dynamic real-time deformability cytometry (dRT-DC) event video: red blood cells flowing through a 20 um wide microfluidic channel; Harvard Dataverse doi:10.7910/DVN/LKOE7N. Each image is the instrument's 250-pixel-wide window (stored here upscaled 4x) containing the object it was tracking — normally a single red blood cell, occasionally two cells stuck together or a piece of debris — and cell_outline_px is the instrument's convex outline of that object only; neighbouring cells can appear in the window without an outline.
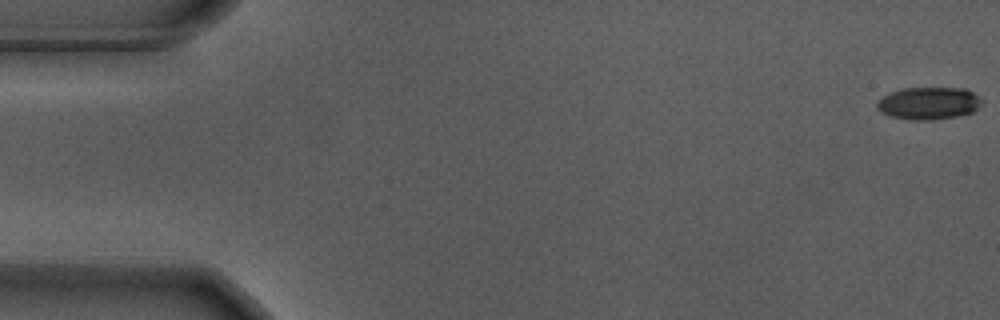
{"species": "Egyptian fruit bat (a non-hibernating species)", "species_latin": "Rousettus aegyptiacus", "temperature_condition": "warm", "stored_images_in_passage": 18, "camera_frame_rate_fps": 3000, "um_per_image_px": 0.085, "animal": {"sex": "male"}, "frame": {"image": 1, "passage_image": 1, "time_ms": 0.0, "image_size_px": [1000, 320], "cell_outline_px": [[980, 104], [972, 112], [960, 116], [932, 120], [912, 120], [888, 116], [880, 112], [876, 108], [876, 100], [892, 92], [904, 88], [964, 88], [972, 92], [980, 100]], "centroid_in_image_um": [78.87, 8.79], "position_along_channel_um": 6.1, "area_um2": 19.77}}
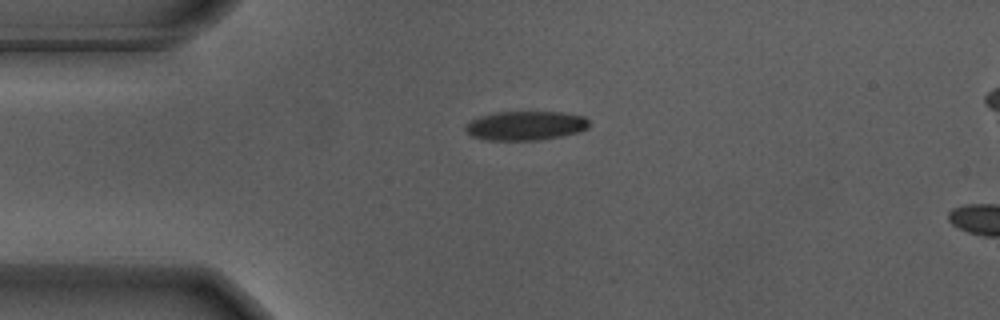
{"frame": {"image": 2, "passage_image": 14, "time_ms": 4.333, "image_size_px": [1000, 320], "cell_outline_px": [[588, 128], [580, 132], [560, 136], [536, 140], [484, 140], [472, 136], [464, 128], [464, 124], [480, 116], [496, 112], [560, 112], [584, 116], [588, 120]], "centroid_in_image_um": [44.66, 10.68], "position_along_channel_um": 40.3, "area_um2": 20.98}}